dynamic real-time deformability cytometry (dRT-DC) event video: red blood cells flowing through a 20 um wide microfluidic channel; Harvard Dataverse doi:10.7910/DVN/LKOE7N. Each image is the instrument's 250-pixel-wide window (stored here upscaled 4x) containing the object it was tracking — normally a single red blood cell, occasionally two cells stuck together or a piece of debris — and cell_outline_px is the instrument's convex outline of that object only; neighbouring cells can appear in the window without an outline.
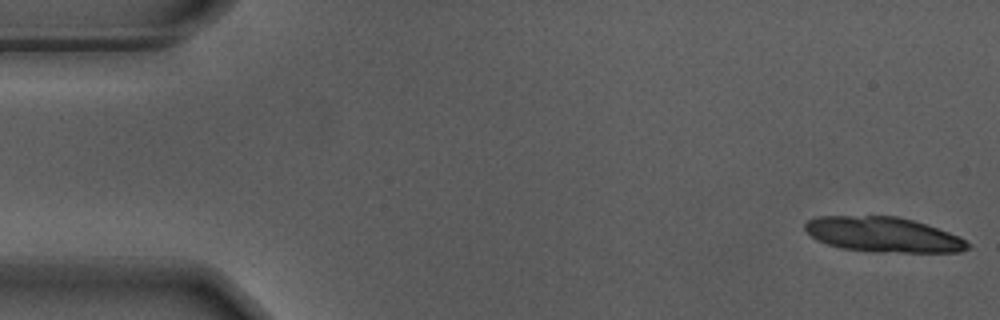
{"species": "Egyptian fruit bat (a non-hibernating species)", "species_latin": "Rousettus aegyptiacus", "temperature_condition": "warm", "stored_images_in_passage": 37, "camera_frame_rate_fps": 3000, "um_per_image_px": 0.085, "animal": {"sex": "male"}, "frame": {"image": 1, "passage_image": 1, "time_ms": 0.0, "image_size_px": [1000, 320], "cell_outline_px": [[972, 248], [960, 252], [868, 252], [840, 248], [816, 240], [804, 228], [804, 224], [808, 220], [816, 216], [896, 216], [912, 220], [960, 236], [972, 244]], "centroid_in_image_um": [75.08, 19.95], "position_along_channel_um": 9.9, "area_um2": 33.41}}
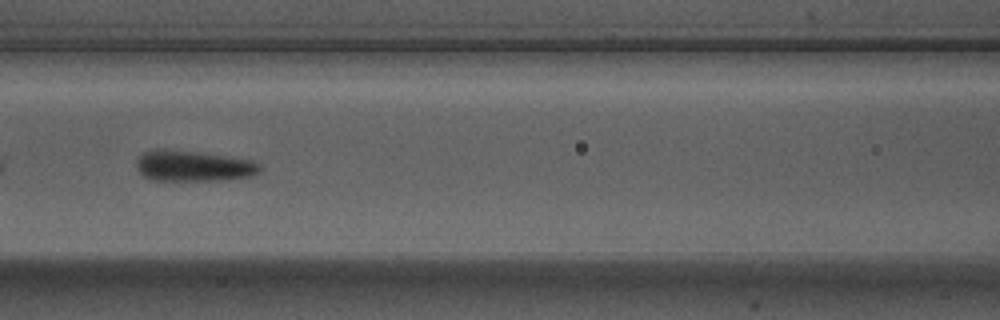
{"frame": {"image": 2, "passage_image": 24, "time_ms": 7.667, "image_size_px": [1000, 320], "cell_outline_px": [[264, 168], [260, 172], [252, 176], [224, 180], [152, 180], [144, 176], [136, 168], [136, 156], [152, 148], [164, 148], [196, 152], [252, 160], [260, 164]], "centroid_in_image_um": [16.41, 14.09], "position_along_channel_um": 150.2, "area_um2": 22.48}}
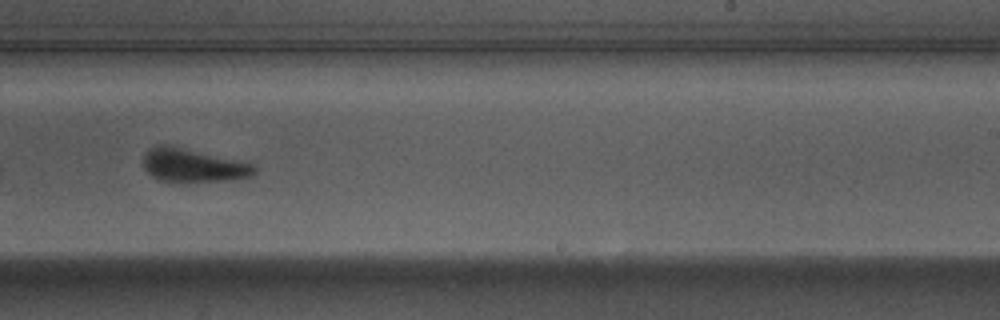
{"frame": {"image": 3, "passage_image": 34, "time_ms": 11.0, "image_size_px": [1000, 320], "cell_outline_px": [[260, 168], [256, 176], [236, 180], [188, 184], [172, 184], [160, 180], [152, 176], [144, 168], [144, 152], [148, 148], [156, 144], [168, 144], [248, 160]], "centroid_in_image_um": [16.54, 14.08], "position_along_channel_um": 272.5, "area_um2": 23.76}}